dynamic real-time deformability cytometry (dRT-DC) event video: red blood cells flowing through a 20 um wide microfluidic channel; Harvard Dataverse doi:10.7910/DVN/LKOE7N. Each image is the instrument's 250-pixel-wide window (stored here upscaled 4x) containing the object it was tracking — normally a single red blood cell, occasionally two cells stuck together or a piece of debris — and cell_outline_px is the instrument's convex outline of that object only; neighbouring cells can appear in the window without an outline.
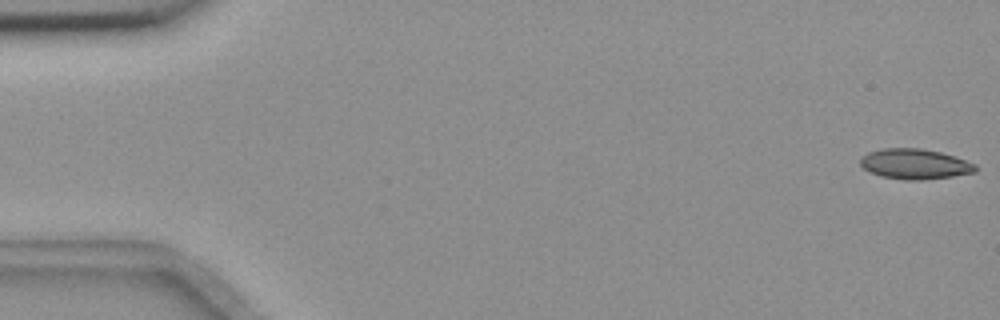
{"species": "common noctule bat (a hibernating species)", "species_latin": "Nyctalus noctula", "temperature_condition": "room temperature", "stored_images_in_passage": 56, "camera_frame_rate_fps": 3000, "um_per_image_px": 0.085, "animal": {"sex": "female", "body_mass_g": 18.4}, "frame": {"image": 1, "passage_image": 1, "time_ms": 0.0, "image_size_px": [1000, 320], "cell_outline_px": [[976, 172], [952, 176], [920, 180], [908, 180], [880, 176], [864, 168], [860, 164], [860, 156], [868, 152], [884, 148], [920, 148], [940, 152], [976, 164]], "centroid_in_image_um": [77.73, 13.93], "position_along_channel_um": 7.3, "area_um2": 20.11}}
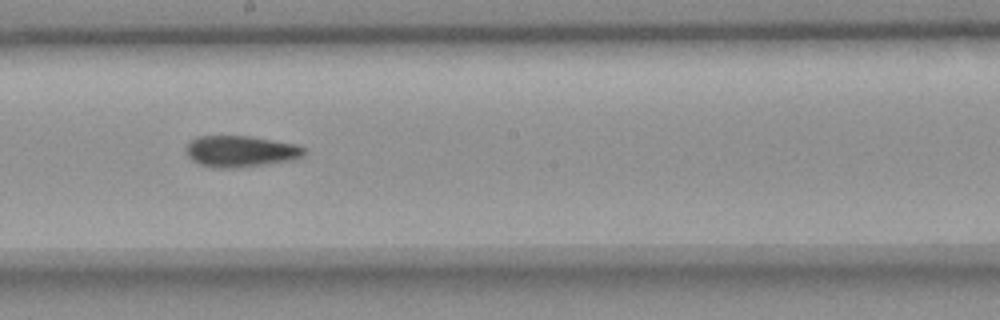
{"frame": {"image": 2, "passage_image": 31, "time_ms": 10.0, "image_size_px": [1000, 320], "cell_outline_px": [[304, 156], [292, 160], [236, 168], [220, 168], [200, 164], [192, 160], [184, 152], [184, 148], [196, 136], [252, 136], [296, 144], [304, 148]], "centroid_in_image_um": [20.43, 12.85], "position_along_channel_um": 227.8, "area_um2": 21.56}}
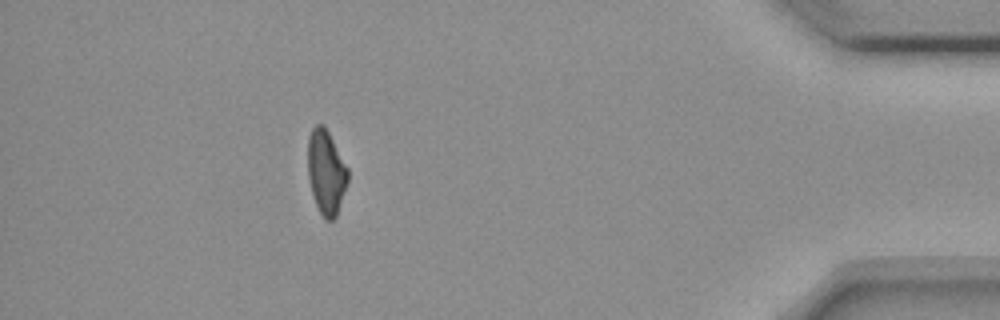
{"frame": {"image": 3, "passage_image": 50, "time_ms": 16.333, "image_size_px": [1000, 320], "cell_outline_px": [[348, 180], [336, 216], [332, 220], [324, 220], [316, 204], [312, 192], [308, 176], [308, 136], [312, 128], [316, 124], [324, 124], [348, 168]], "centroid_in_image_um": [27.71, 14.61], "position_along_channel_um": 407.5, "area_um2": 19.54}}